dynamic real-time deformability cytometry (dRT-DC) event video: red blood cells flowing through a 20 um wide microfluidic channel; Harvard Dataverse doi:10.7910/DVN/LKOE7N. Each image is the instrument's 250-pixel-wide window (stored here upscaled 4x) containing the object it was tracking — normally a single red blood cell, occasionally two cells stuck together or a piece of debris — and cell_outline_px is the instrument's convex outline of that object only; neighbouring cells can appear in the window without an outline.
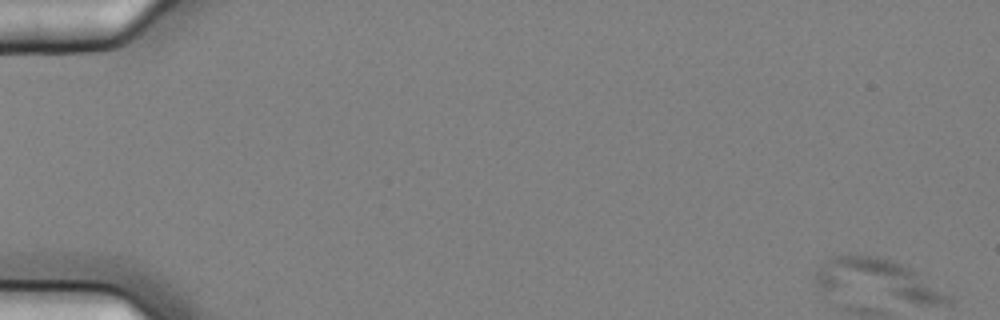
{"species": "common noctule bat (a hibernating species)", "species_latin": "Nyctalus noctula", "temperature_condition": "cold", "stored_images_in_passage": 6, "camera_frame_rate_fps": 3000, "um_per_image_px": 0.085, "animal": {"sex": "female", "body_mass_g": 25.1}, "frame": {"image": 1, "passage_image": 1, "time_ms": 0.0, "image_size_px": [1000, 320], "cell_outline_px": [[952, 304], [912, 304], [828, 292], [816, 288], [812, 284], [812, 276], [824, 260], [828, 256], [848, 252], [880, 256], [892, 260], [912, 268], [952, 296]], "centroid_in_image_um": [74.53, 23.8], "position_along_channel_um": 10.5, "area_um2": 33.99}}
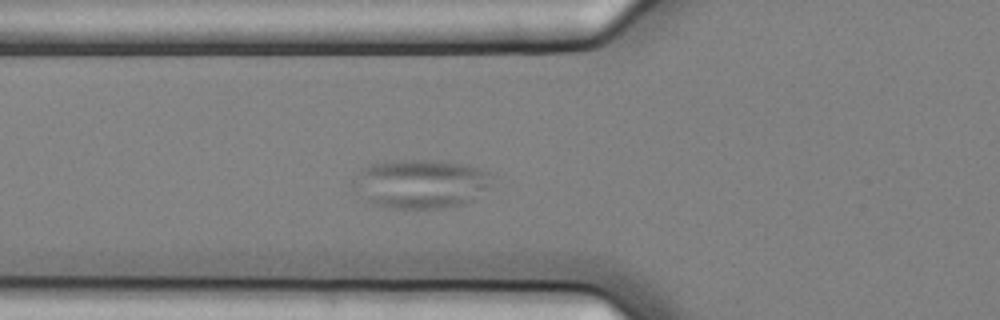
{"frame": {"image": 2, "passage_image": 6, "time_ms": 1.667, "image_size_px": [1000, 320], "cell_outline_px": [[492, 172], [488, 188], [468, 204], [444, 208], [388, 208], [372, 204], [368, 200], [360, 176], [360, 168], [368, 164], [400, 160], [436, 160], [464, 164], [480, 168]], "centroid_in_image_um": [35.95, 15.62], "position_along_channel_um": 89.8, "area_um2": 38.55}}